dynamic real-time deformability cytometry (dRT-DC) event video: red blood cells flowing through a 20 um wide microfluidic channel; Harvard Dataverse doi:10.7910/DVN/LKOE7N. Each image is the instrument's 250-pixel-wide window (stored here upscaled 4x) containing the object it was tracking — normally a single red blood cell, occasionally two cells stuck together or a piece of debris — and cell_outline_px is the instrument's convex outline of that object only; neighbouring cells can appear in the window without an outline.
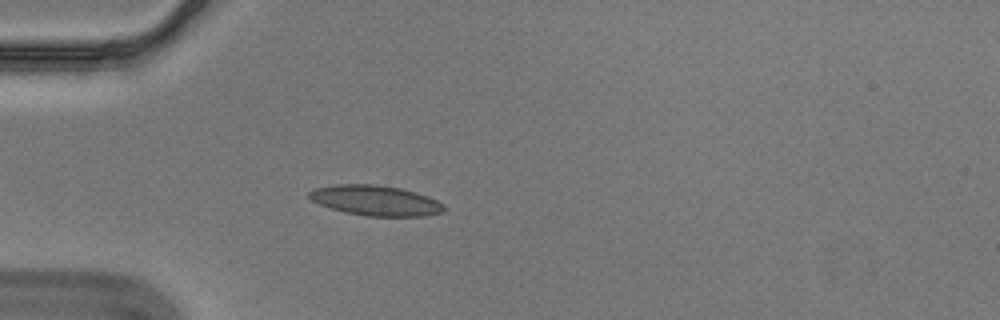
{"species": "Egyptian fruit bat (a non-hibernating species)", "species_latin": "Rousettus aegyptiacus", "temperature_condition": "cold", "stored_images_in_passage": 41, "segment_of_instrument_passage": [1, 2], "camera_frame_rate_fps": 3000, "um_per_image_px": 0.085, "animal": {"sex": "male"}, "frame": {"image": 1, "passage_image": 1, "time_ms": 0.0, "image_size_px": [1000, 320], "cell_outline_px": [[444, 212], [424, 216], [364, 216], [344, 212], [320, 204], [312, 200], [308, 196], [308, 192], [312, 188], [336, 184], [376, 184], [400, 188], [416, 192], [428, 196], [444, 204]], "centroid_in_image_um": [31.91, 17.03], "position_along_channel_um": 53.1, "area_um2": 23.87}}
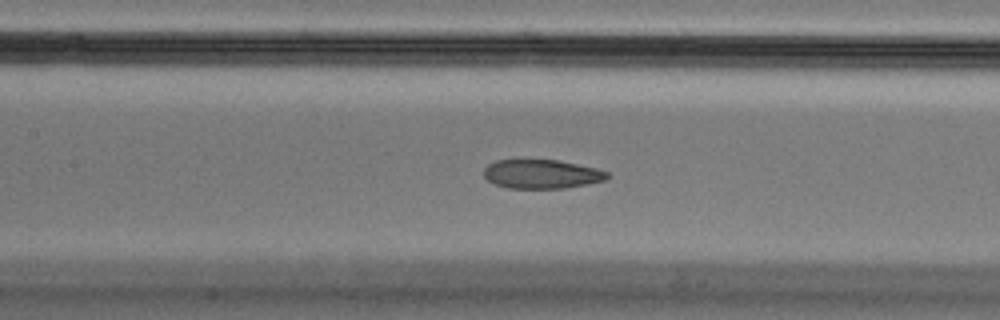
{"frame": {"image": 2, "passage_image": 11, "time_ms": 3.333, "image_size_px": [1000, 320], "cell_outline_px": [[608, 176], [604, 180], [588, 184], [564, 188], [508, 188], [496, 184], [488, 180], [484, 176], [484, 168], [488, 164], [496, 160], [556, 160], [596, 168], [608, 172]], "centroid_in_image_um": [46.02, 14.79], "position_along_channel_um": 161.4, "area_um2": 20.63}}
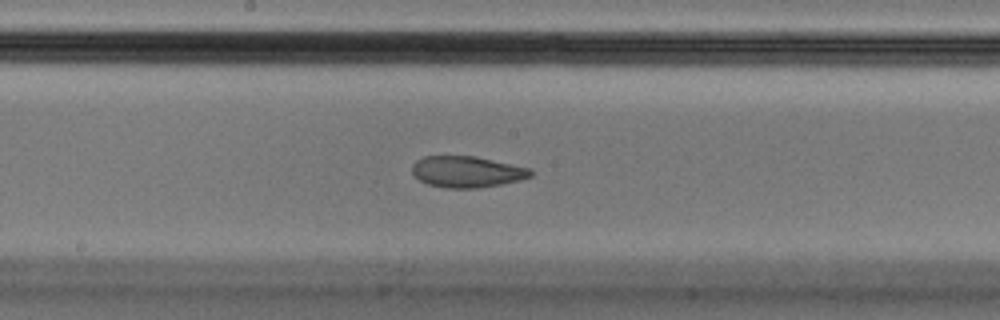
{"frame": {"image": 3, "passage_image": 15, "time_ms": 4.667, "image_size_px": [1000, 320], "cell_outline_px": [[532, 176], [520, 180], [500, 184], [476, 188], [444, 188], [428, 184], [420, 180], [412, 172], [412, 164], [416, 160], [424, 156], [476, 156], [532, 168]], "centroid_in_image_um": [39.7, 14.59], "position_along_channel_um": 208.5, "area_um2": 21.68}}